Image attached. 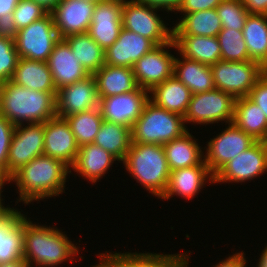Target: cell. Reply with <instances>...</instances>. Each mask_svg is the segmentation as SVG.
<instances>
[{"label": "cell", "instance_id": "48", "mask_svg": "<svg viewBox=\"0 0 267 267\" xmlns=\"http://www.w3.org/2000/svg\"><path fill=\"white\" fill-rule=\"evenodd\" d=\"M99 264L92 265V267H120V262L114 254L101 253Z\"/></svg>", "mask_w": 267, "mask_h": 267}, {"label": "cell", "instance_id": "33", "mask_svg": "<svg viewBox=\"0 0 267 267\" xmlns=\"http://www.w3.org/2000/svg\"><path fill=\"white\" fill-rule=\"evenodd\" d=\"M63 40L90 75L105 65V50L87 32L71 35Z\"/></svg>", "mask_w": 267, "mask_h": 267}, {"label": "cell", "instance_id": "38", "mask_svg": "<svg viewBox=\"0 0 267 267\" xmlns=\"http://www.w3.org/2000/svg\"><path fill=\"white\" fill-rule=\"evenodd\" d=\"M222 29L242 31L249 13L244 8L241 0H223L216 7Z\"/></svg>", "mask_w": 267, "mask_h": 267}, {"label": "cell", "instance_id": "12", "mask_svg": "<svg viewBox=\"0 0 267 267\" xmlns=\"http://www.w3.org/2000/svg\"><path fill=\"white\" fill-rule=\"evenodd\" d=\"M149 91L138 87L134 91L99 98V109L104 121L132 129L149 101Z\"/></svg>", "mask_w": 267, "mask_h": 267}, {"label": "cell", "instance_id": "52", "mask_svg": "<svg viewBox=\"0 0 267 267\" xmlns=\"http://www.w3.org/2000/svg\"><path fill=\"white\" fill-rule=\"evenodd\" d=\"M0 267H29V265L24 259H21V260H16L14 262L0 264Z\"/></svg>", "mask_w": 267, "mask_h": 267}, {"label": "cell", "instance_id": "11", "mask_svg": "<svg viewBox=\"0 0 267 267\" xmlns=\"http://www.w3.org/2000/svg\"><path fill=\"white\" fill-rule=\"evenodd\" d=\"M27 125L24 128L22 125L15 126L7 160L8 178L31 160L44 154V123Z\"/></svg>", "mask_w": 267, "mask_h": 267}, {"label": "cell", "instance_id": "45", "mask_svg": "<svg viewBox=\"0 0 267 267\" xmlns=\"http://www.w3.org/2000/svg\"><path fill=\"white\" fill-rule=\"evenodd\" d=\"M18 32L15 26L13 14H6L0 18V36L15 39Z\"/></svg>", "mask_w": 267, "mask_h": 267}, {"label": "cell", "instance_id": "46", "mask_svg": "<svg viewBox=\"0 0 267 267\" xmlns=\"http://www.w3.org/2000/svg\"><path fill=\"white\" fill-rule=\"evenodd\" d=\"M139 1L153 8L161 10L165 9L167 12L178 11L183 2V0H139Z\"/></svg>", "mask_w": 267, "mask_h": 267}, {"label": "cell", "instance_id": "22", "mask_svg": "<svg viewBox=\"0 0 267 267\" xmlns=\"http://www.w3.org/2000/svg\"><path fill=\"white\" fill-rule=\"evenodd\" d=\"M23 216L14 208L0 215V264L23 259Z\"/></svg>", "mask_w": 267, "mask_h": 267}, {"label": "cell", "instance_id": "55", "mask_svg": "<svg viewBox=\"0 0 267 267\" xmlns=\"http://www.w3.org/2000/svg\"><path fill=\"white\" fill-rule=\"evenodd\" d=\"M87 1H91L93 3H97V2H100V1H103V0H87Z\"/></svg>", "mask_w": 267, "mask_h": 267}, {"label": "cell", "instance_id": "37", "mask_svg": "<svg viewBox=\"0 0 267 267\" xmlns=\"http://www.w3.org/2000/svg\"><path fill=\"white\" fill-rule=\"evenodd\" d=\"M217 39L221 48L222 61L250 60L242 31L222 29L217 35Z\"/></svg>", "mask_w": 267, "mask_h": 267}, {"label": "cell", "instance_id": "36", "mask_svg": "<svg viewBox=\"0 0 267 267\" xmlns=\"http://www.w3.org/2000/svg\"><path fill=\"white\" fill-rule=\"evenodd\" d=\"M120 267H184L183 254H152V253H114Z\"/></svg>", "mask_w": 267, "mask_h": 267}, {"label": "cell", "instance_id": "17", "mask_svg": "<svg viewBox=\"0 0 267 267\" xmlns=\"http://www.w3.org/2000/svg\"><path fill=\"white\" fill-rule=\"evenodd\" d=\"M123 0H103L96 3L88 34L107 50L119 37L122 29Z\"/></svg>", "mask_w": 267, "mask_h": 267}, {"label": "cell", "instance_id": "26", "mask_svg": "<svg viewBox=\"0 0 267 267\" xmlns=\"http://www.w3.org/2000/svg\"><path fill=\"white\" fill-rule=\"evenodd\" d=\"M180 56L211 66L221 60V48L217 37L173 36Z\"/></svg>", "mask_w": 267, "mask_h": 267}, {"label": "cell", "instance_id": "27", "mask_svg": "<svg viewBox=\"0 0 267 267\" xmlns=\"http://www.w3.org/2000/svg\"><path fill=\"white\" fill-rule=\"evenodd\" d=\"M12 82L42 92H57L47 62L19 58Z\"/></svg>", "mask_w": 267, "mask_h": 267}, {"label": "cell", "instance_id": "14", "mask_svg": "<svg viewBox=\"0 0 267 267\" xmlns=\"http://www.w3.org/2000/svg\"><path fill=\"white\" fill-rule=\"evenodd\" d=\"M267 171L266 149L263 141L236 155L214 175V183L245 182Z\"/></svg>", "mask_w": 267, "mask_h": 267}, {"label": "cell", "instance_id": "43", "mask_svg": "<svg viewBox=\"0 0 267 267\" xmlns=\"http://www.w3.org/2000/svg\"><path fill=\"white\" fill-rule=\"evenodd\" d=\"M223 0H183L178 12L184 14L215 9Z\"/></svg>", "mask_w": 267, "mask_h": 267}, {"label": "cell", "instance_id": "41", "mask_svg": "<svg viewBox=\"0 0 267 267\" xmlns=\"http://www.w3.org/2000/svg\"><path fill=\"white\" fill-rule=\"evenodd\" d=\"M15 125L0 113V172L7 176V160Z\"/></svg>", "mask_w": 267, "mask_h": 267}, {"label": "cell", "instance_id": "29", "mask_svg": "<svg viewBox=\"0 0 267 267\" xmlns=\"http://www.w3.org/2000/svg\"><path fill=\"white\" fill-rule=\"evenodd\" d=\"M232 122L254 140H267V118L263 110L248 97L235 100Z\"/></svg>", "mask_w": 267, "mask_h": 267}, {"label": "cell", "instance_id": "15", "mask_svg": "<svg viewBox=\"0 0 267 267\" xmlns=\"http://www.w3.org/2000/svg\"><path fill=\"white\" fill-rule=\"evenodd\" d=\"M95 6L87 0H61L50 12L59 39L88 32Z\"/></svg>", "mask_w": 267, "mask_h": 267}, {"label": "cell", "instance_id": "20", "mask_svg": "<svg viewBox=\"0 0 267 267\" xmlns=\"http://www.w3.org/2000/svg\"><path fill=\"white\" fill-rule=\"evenodd\" d=\"M46 62L51 71L56 90L81 81L90 75L63 39H60L54 45L53 51Z\"/></svg>", "mask_w": 267, "mask_h": 267}, {"label": "cell", "instance_id": "1", "mask_svg": "<svg viewBox=\"0 0 267 267\" xmlns=\"http://www.w3.org/2000/svg\"><path fill=\"white\" fill-rule=\"evenodd\" d=\"M70 168L62 161L47 155H39L20 168L10 178L16 182L19 201L25 204L61 194Z\"/></svg>", "mask_w": 267, "mask_h": 267}, {"label": "cell", "instance_id": "30", "mask_svg": "<svg viewBox=\"0 0 267 267\" xmlns=\"http://www.w3.org/2000/svg\"><path fill=\"white\" fill-rule=\"evenodd\" d=\"M170 171L200 164L204 159L201 147L189 131L163 144Z\"/></svg>", "mask_w": 267, "mask_h": 267}, {"label": "cell", "instance_id": "25", "mask_svg": "<svg viewBox=\"0 0 267 267\" xmlns=\"http://www.w3.org/2000/svg\"><path fill=\"white\" fill-rule=\"evenodd\" d=\"M93 76L99 98L134 91L139 87L133 69L129 67H114L105 64Z\"/></svg>", "mask_w": 267, "mask_h": 267}, {"label": "cell", "instance_id": "4", "mask_svg": "<svg viewBox=\"0 0 267 267\" xmlns=\"http://www.w3.org/2000/svg\"><path fill=\"white\" fill-rule=\"evenodd\" d=\"M123 164L149 193L163 196L170 176L163 145L132 143Z\"/></svg>", "mask_w": 267, "mask_h": 267}, {"label": "cell", "instance_id": "39", "mask_svg": "<svg viewBox=\"0 0 267 267\" xmlns=\"http://www.w3.org/2000/svg\"><path fill=\"white\" fill-rule=\"evenodd\" d=\"M19 58L14 39L0 36V84L12 79Z\"/></svg>", "mask_w": 267, "mask_h": 267}, {"label": "cell", "instance_id": "44", "mask_svg": "<svg viewBox=\"0 0 267 267\" xmlns=\"http://www.w3.org/2000/svg\"><path fill=\"white\" fill-rule=\"evenodd\" d=\"M244 253L241 251L239 253H235L233 256H229L226 258L224 261L219 262L217 265H213L215 267H246V259L244 258L245 256L243 255ZM185 262H184V267H188L189 261L188 259L190 258L189 255L185 253Z\"/></svg>", "mask_w": 267, "mask_h": 267}, {"label": "cell", "instance_id": "28", "mask_svg": "<svg viewBox=\"0 0 267 267\" xmlns=\"http://www.w3.org/2000/svg\"><path fill=\"white\" fill-rule=\"evenodd\" d=\"M181 58L175 57L173 75L190 89L192 94L203 93L216 88L210 66L184 56Z\"/></svg>", "mask_w": 267, "mask_h": 267}, {"label": "cell", "instance_id": "50", "mask_svg": "<svg viewBox=\"0 0 267 267\" xmlns=\"http://www.w3.org/2000/svg\"><path fill=\"white\" fill-rule=\"evenodd\" d=\"M7 183L9 182V178L4 175L3 173L0 172V215L1 214H4L5 212H7L8 210H10L11 208L10 207H4L3 204H2V199H1V193L3 192L2 191V187L4 186V183Z\"/></svg>", "mask_w": 267, "mask_h": 267}, {"label": "cell", "instance_id": "5", "mask_svg": "<svg viewBox=\"0 0 267 267\" xmlns=\"http://www.w3.org/2000/svg\"><path fill=\"white\" fill-rule=\"evenodd\" d=\"M183 116L148 101L131 129L132 143L163 145L188 131Z\"/></svg>", "mask_w": 267, "mask_h": 267}, {"label": "cell", "instance_id": "40", "mask_svg": "<svg viewBox=\"0 0 267 267\" xmlns=\"http://www.w3.org/2000/svg\"><path fill=\"white\" fill-rule=\"evenodd\" d=\"M49 12L34 0H20L13 11V19L18 30L42 19Z\"/></svg>", "mask_w": 267, "mask_h": 267}, {"label": "cell", "instance_id": "8", "mask_svg": "<svg viewBox=\"0 0 267 267\" xmlns=\"http://www.w3.org/2000/svg\"><path fill=\"white\" fill-rule=\"evenodd\" d=\"M157 10L139 0H123L122 28L150 39L156 46L171 42L173 30L154 12Z\"/></svg>", "mask_w": 267, "mask_h": 267}, {"label": "cell", "instance_id": "51", "mask_svg": "<svg viewBox=\"0 0 267 267\" xmlns=\"http://www.w3.org/2000/svg\"><path fill=\"white\" fill-rule=\"evenodd\" d=\"M37 4L41 5L49 13L61 0H34Z\"/></svg>", "mask_w": 267, "mask_h": 267}, {"label": "cell", "instance_id": "23", "mask_svg": "<svg viewBox=\"0 0 267 267\" xmlns=\"http://www.w3.org/2000/svg\"><path fill=\"white\" fill-rule=\"evenodd\" d=\"M118 159L111 153L104 150L94 143L86 144L79 147L78 154L74 165L71 167L92 183L98 181L114 161Z\"/></svg>", "mask_w": 267, "mask_h": 267}, {"label": "cell", "instance_id": "47", "mask_svg": "<svg viewBox=\"0 0 267 267\" xmlns=\"http://www.w3.org/2000/svg\"><path fill=\"white\" fill-rule=\"evenodd\" d=\"M249 14L267 15V0H241Z\"/></svg>", "mask_w": 267, "mask_h": 267}, {"label": "cell", "instance_id": "7", "mask_svg": "<svg viewBox=\"0 0 267 267\" xmlns=\"http://www.w3.org/2000/svg\"><path fill=\"white\" fill-rule=\"evenodd\" d=\"M59 40L53 16L48 13L18 30L14 43L20 58L46 62Z\"/></svg>", "mask_w": 267, "mask_h": 267}, {"label": "cell", "instance_id": "6", "mask_svg": "<svg viewBox=\"0 0 267 267\" xmlns=\"http://www.w3.org/2000/svg\"><path fill=\"white\" fill-rule=\"evenodd\" d=\"M214 85L235 99L247 97L265 69L257 62L218 61L210 66Z\"/></svg>", "mask_w": 267, "mask_h": 267}, {"label": "cell", "instance_id": "42", "mask_svg": "<svg viewBox=\"0 0 267 267\" xmlns=\"http://www.w3.org/2000/svg\"><path fill=\"white\" fill-rule=\"evenodd\" d=\"M247 97L263 110L267 118V74L265 72L257 80Z\"/></svg>", "mask_w": 267, "mask_h": 267}, {"label": "cell", "instance_id": "31", "mask_svg": "<svg viewBox=\"0 0 267 267\" xmlns=\"http://www.w3.org/2000/svg\"><path fill=\"white\" fill-rule=\"evenodd\" d=\"M173 36H210L217 37L222 30L216 8L184 14V17L172 27Z\"/></svg>", "mask_w": 267, "mask_h": 267}, {"label": "cell", "instance_id": "49", "mask_svg": "<svg viewBox=\"0 0 267 267\" xmlns=\"http://www.w3.org/2000/svg\"><path fill=\"white\" fill-rule=\"evenodd\" d=\"M20 0H0V18L12 14Z\"/></svg>", "mask_w": 267, "mask_h": 267}, {"label": "cell", "instance_id": "9", "mask_svg": "<svg viewBox=\"0 0 267 267\" xmlns=\"http://www.w3.org/2000/svg\"><path fill=\"white\" fill-rule=\"evenodd\" d=\"M235 98L217 88L198 94H192L187 111L183 116L184 122L211 124L233 121Z\"/></svg>", "mask_w": 267, "mask_h": 267}, {"label": "cell", "instance_id": "24", "mask_svg": "<svg viewBox=\"0 0 267 267\" xmlns=\"http://www.w3.org/2000/svg\"><path fill=\"white\" fill-rule=\"evenodd\" d=\"M149 94H151L150 97L152 96L149 100L155 105L181 116L185 115L192 97L190 89L174 75L155 85Z\"/></svg>", "mask_w": 267, "mask_h": 267}, {"label": "cell", "instance_id": "35", "mask_svg": "<svg viewBox=\"0 0 267 267\" xmlns=\"http://www.w3.org/2000/svg\"><path fill=\"white\" fill-rule=\"evenodd\" d=\"M79 147L93 143L103 123L99 108L85 110L65 117Z\"/></svg>", "mask_w": 267, "mask_h": 267}, {"label": "cell", "instance_id": "13", "mask_svg": "<svg viewBox=\"0 0 267 267\" xmlns=\"http://www.w3.org/2000/svg\"><path fill=\"white\" fill-rule=\"evenodd\" d=\"M167 47L177 49L174 40L158 45L133 65V73L139 87L150 91L155 85L173 76L175 57L165 50Z\"/></svg>", "mask_w": 267, "mask_h": 267}, {"label": "cell", "instance_id": "16", "mask_svg": "<svg viewBox=\"0 0 267 267\" xmlns=\"http://www.w3.org/2000/svg\"><path fill=\"white\" fill-rule=\"evenodd\" d=\"M98 105L99 96L93 75L57 90V117L65 118L85 110L99 108Z\"/></svg>", "mask_w": 267, "mask_h": 267}, {"label": "cell", "instance_id": "2", "mask_svg": "<svg viewBox=\"0 0 267 267\" xmlns=\"http://www.w3.org/2000/svg\"><path fill=\"white\" fill-rule=\"evenodd\" d=\"M57 92L19 86L11 80L0 84V113L15 126L44 123L56 116Z\"/></svg>", "mask_w": 267, "mask_h": 267}, {"label": "cell", "instance_id": "34", "mask_svg": "<svg viewBox=\"0 0 267 267\" xmlns=\"http://www.w3.org/2000/svg\"><path fill=\"white\" fill-rule=\"evenodd\" d=\"M123 161L132 144L131 129L123 125L103 121L93 142Z\"/></svg>", "mask_w": 267, "mask_h": 267}, {"label": "cell", "instance_id": "54", "mask_svg": "<svg viewBox=\"0 0 267 267\" xmlns=\"http://www.w3.org/2000/svg\"><path fill=\"white\" fill-rule=\"evenodd\" d=\"M263 142H264L265 149H266V159H267V140L266 141H263Z\"/></svg>", "mask_w": 267, "mask_h": 267}, {"label": "cell", "instance_id": "3", "mask_svg": "<svg viewBox=\"0 0 267 267\" xmlns=\"http://www.w3.org/2000/svg\"><path fill=\"white\" fill-rule=\"evenodd\" d=\"M54 227L33 224L23 216V259L29 267H55L78 253V247Z\"/></svg>", "mask_w": 267, "mask_h": 267}, {"label": "cell", "instance_id": "10", "mask_svg": "<svg viewBox=\"0 0 267 267\" xmlns=\"http://www.w3.org/2000/svg\"><path fill=\"white\" fill-rule=\"evenodd\" d=\"M216 138L211 139L206 147L204 162L215 175L236 155L250 148L256 140L242 131L233 122Z\"/></svg>", "mask_w": 267, "mask_h": 267}, {"label": "cell", "instance_id": "18", "mask_svg": "<svg viewBox=\"0 0 267 267\" xmlns=\"http://www.w3.org/2000/svg\"><path fill=\"white\" fill-rule=\"evenodd\" d=\"M79 146L65 118L55 116L44 122V155L62 161L70 169Z\"/></svg>", "mask_w": 267, "mask_h": 267}, {"label": "cell", "instance_id": "21", "mask_svg": "<svg viewBox=\"0 0 267 267\" xmlns=\"http://www.w3.org/2000/svg\"><path fill=\"white\" fill-rule=\"evenodd\" d=\"M206 179L214 183V175L204 160L198 165L170 171L168 186L161 198L170 199L174 194L187 199L194 198L207 182Z\"/></svg>", "mask_w": 267, "mask_h": 267}, {"label": "cell", "instance_id": "19", "mask_svg": "<svg viewBox=\"0 0 267 267\" xmlns=\"http://www.w3.org/2000/svg\"><path fill=\"white\" fill-rule=\"evenodd\" d=\"M156 45L137 33L121 29L117 40L105 50V64L114 67H129Z\"/></svg>", "mask_w": 267, "mask_h": 267}, {"label": "cell", "instance_id": "53", "mask_svg": "<svg viewBox=\"0 0 267 267\" xmlns=\"http://www.w3.org/2000/svg\"><path fill=\"white\" fill-rule=\"evenodd\" d=\"M257 267H267V245L261 253L259 263Z\"/></svg>", "mask_w": 267, "mask_h": 267}, {"label": "cell", "instance_id": "32", "mask_svg": "<svg viewBox=\"0 0 267 267\" xmlns=\"http://www.w3.org/2000/svg\"><path fill=\"white\" fill-rule=\"evenodd\" d=\"M249 58L267 67V15L249 14L242 30Z\"/></svg>", "mask_w": 267, "mask_h": 267}]
</instances>
